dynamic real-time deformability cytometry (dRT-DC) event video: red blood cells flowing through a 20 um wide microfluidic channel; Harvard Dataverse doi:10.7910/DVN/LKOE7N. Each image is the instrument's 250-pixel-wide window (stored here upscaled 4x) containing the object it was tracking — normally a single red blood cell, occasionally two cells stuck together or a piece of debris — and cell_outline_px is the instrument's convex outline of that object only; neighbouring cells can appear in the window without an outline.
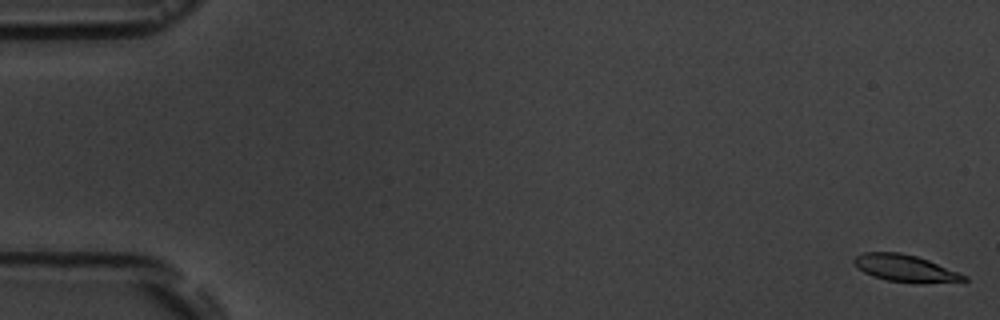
{"species": "common noctule bat (a hibernating species)", "species_latin": "Nyctalus noctula", "temperature_condition": "room temperature", "stored_images_in_passage": 7, "camera_frame_rate_fps": 3000, "um_per_image_px": 0.085, "animal": {"sex": "male", "body_mass_g": 19.5, "forearm_length_mm": 54.6}, "frame": {"image": 1, "passage_image": 1, "time_ms": 0.0, "image_size_px": [1000, 320], "cell_outline_px": [[968, 280], [964, 284], [920, 284], [888, 280], [872, 276], [856, 268], [852, 260], [856, 256], [864, 252], [900, 252], [916, 256], [928, 260], [968, 276]], "centroid_in_image_um": [77.06, 22.85], "position_along_channel_um": 7.9, "area_um2": 17.98}}
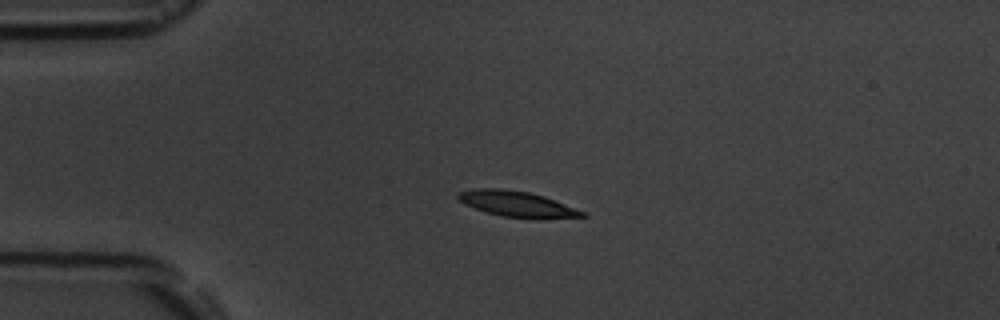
{"frame": {"image": 2, "passage_image": 5, "time_ms": 4.333, "image_size_px": [1000, 320], "cell_outline_px": [[588, 216], [540, 220], [536, 220], [500, 216], [464, 204], [456, 196], [460, 192], [472, 188], [500, 188], [528, 192], [544, 196], [584, 212]], "centroid_in_image_um": [43.96, 17.36], "position_along_channel_um": 41.0, "area_um2": 18.73}}
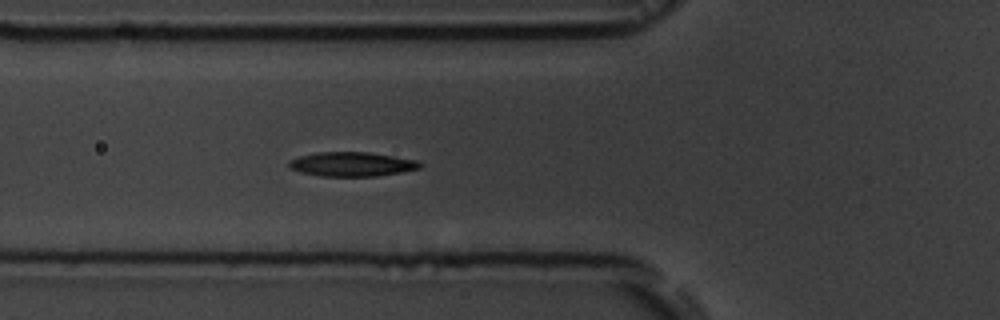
{"frame": {"image": 3, "passage_image": 7, "time_ms": 6.667, "image_size_px": [1000, 320], "cell_outline_px": [[424, 164], [420, 168], [400, 172], [376, 176], [320, 176], [300, 172], [288, 168], [288, 160], [300, 156], [316, 152], [368, 152], [416, 160]], "centroid_in_image_um": [29.86, 13.95], "position_along_channel_um": 95.9, "area_um2": 18.55}}